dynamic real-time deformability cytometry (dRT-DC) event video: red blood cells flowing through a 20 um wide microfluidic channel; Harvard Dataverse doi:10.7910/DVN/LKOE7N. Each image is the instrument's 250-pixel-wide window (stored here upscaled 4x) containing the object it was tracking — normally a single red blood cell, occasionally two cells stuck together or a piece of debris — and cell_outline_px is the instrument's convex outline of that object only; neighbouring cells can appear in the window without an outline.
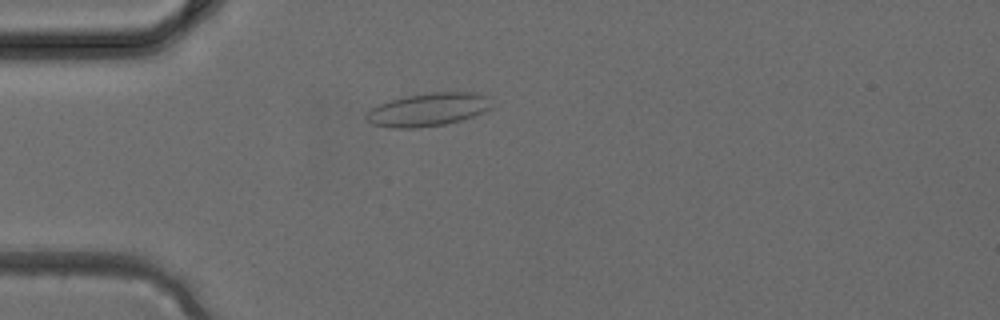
{"species": "common noctule bat (a hibernating species)", "species_latin": "Nyctalus noctula", "temperature_condition": "cold", "stored_images_in_passage": 37, "camera_frame_rate_fps": 3000, "um_per_image_px": 0.085, "animal": {"sex": "female", "body_mass_g": 24.6, "forearm_length_mm": 56.2}, "frame": {"image": 1, "passage_image": 10, "time_ms": 3.0, "image_size_px": [1000, 320], "cell_outline_px": [[492, 108], [484, 112], [460, 120], [444, 124], [416, 128], [392, 128], [372, 124], [364, 116], [372, 108], [380, 104], [392, 100], [408, 96], [428, 92], [476, 92], [488, 96]], "centroid_in_image_um": [36.42, 9.31], "position_along_channel_um": 48.6, "area_um2": 24.04}}
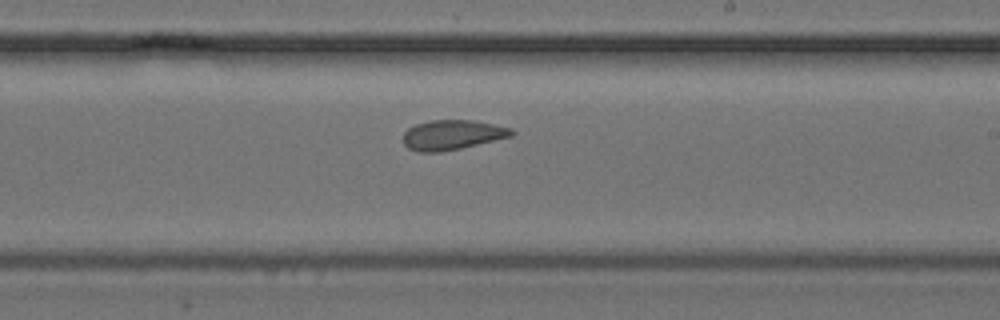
{"frame": {"image": 2, "passage_image": 22, "time_ms": 7.0, "image_size_px": [1000, 320], "cell_outline_px": [[516, 132], [512, 136], [460, 148], [440, 152], [416, 152], [408, 148], [404, 144], [404, 132], [408, 128], [416, 124], [432, 120], [472, 120], [512, 128]], "centroid_in_image_um": [38.43, 11.46], "position_along_channel_um": 250.6, "area_um2": 18.73}}
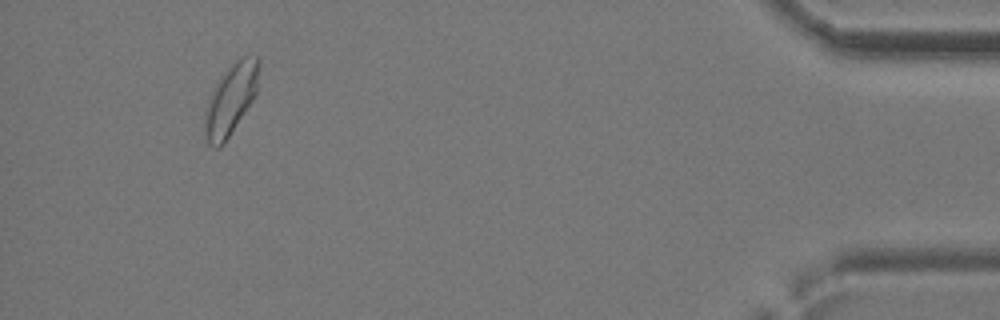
{"frame": {"image": 3, "passage_image": 35, "time_ms": 11.333, "image_size_px": [1000, 320], "cell_outline_px": [[260, 60], [256, 92], [252, 100], [224, 144], [220, 148], [212, 148], [208, 144], [204, 136], [204, 112], [208, 100], [216, 84], [228, 68], [240, 56], [256, 56]], "centroid_in_image_um": [19.59, 8.49], "position_along_channel_um": 415.6, "area_um2": 22.2}}